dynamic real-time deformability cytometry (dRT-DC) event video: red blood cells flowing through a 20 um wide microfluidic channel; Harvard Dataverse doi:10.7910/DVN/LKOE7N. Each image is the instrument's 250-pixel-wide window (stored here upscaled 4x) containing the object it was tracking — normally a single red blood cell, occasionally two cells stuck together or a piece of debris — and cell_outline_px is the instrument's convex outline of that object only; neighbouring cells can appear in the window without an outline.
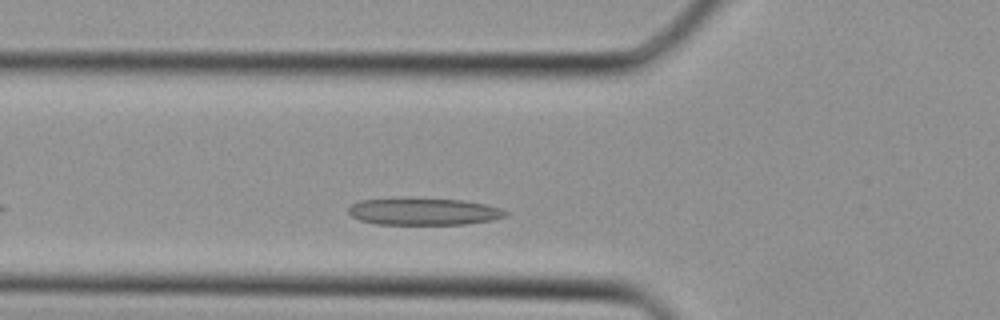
{"species": "Egyptian fruit bat (a non-hibernating species)", "species_latin": "Rousettus aegyptiacus", "temperature_condition": "cold", "stored_images_in_passage": 16, "camera_frame_rate_fps": 3000, "um_per_image_px": 0.085, "animal": {"sex": "female"}, "frame": {"image": 1, "passage_image": 3, "time_ms": 0.667, "image_size_px": [1000, 320], "cell_outline_px": [[508, 216], [492, 220], [464, 224], [376, 224], [360, 220], [352, 216], [348, 212], [348, 208], [352, 204], [360, 200], [400, 196], [408, 196], [460, 200], [484, 204], [500, 208], [508, 212]], "centroid_in_image_um": [35.96, 17.95], "position_along_channel_um": 89.8, "area_um2": 25.43}}
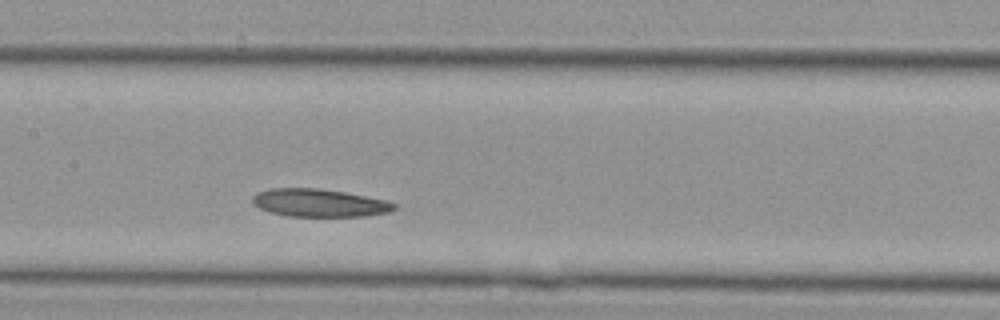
{"frame": {"image": 2, "passage_image": 8, "time_ms": 2.333, "image_size_px": [1000, 320], "cell_outline_px": [[396, 208], [388, 212], [364, 216], [288, 216], [272, 212], [260, 208], [252, 200], [252, 196], [256, 192], [272, 188], [316, 188], [344, 192], [388, 200], [396, 204]], "centroid_in_image_um": [27.16, 17.24], "position_along_channel_um": 180.2, "area_um2": 22.83}}
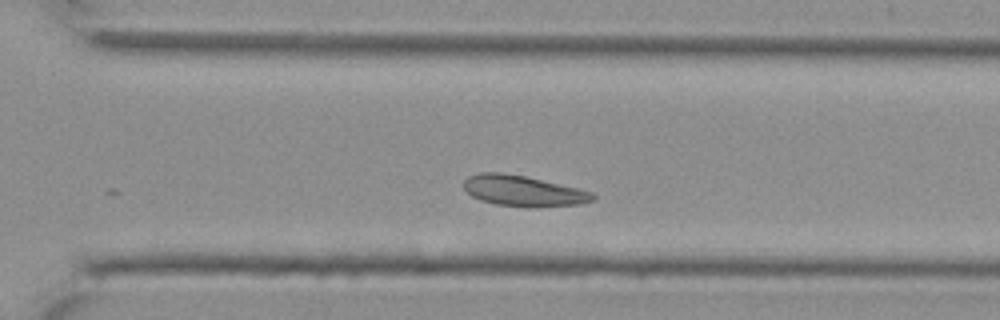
{"frame": {"image": 3, "passage_image": 16, "time_ms": 5.0, "image_size_px": [1000, 320], "cell_outline_px": [[596, 196], [592, 200], [580, 204], [528, 208], [496, 204], [480, 200], [472, 196], [464, 188], [464, 180], [468, 176], [480, 172], [500, 172], [524, 176], [576, 188], [592, 192]], "centroid_in_image_um": [44.44, 16.23], "position_along_channel_um": 326.2, "area_um2": 22.95}}